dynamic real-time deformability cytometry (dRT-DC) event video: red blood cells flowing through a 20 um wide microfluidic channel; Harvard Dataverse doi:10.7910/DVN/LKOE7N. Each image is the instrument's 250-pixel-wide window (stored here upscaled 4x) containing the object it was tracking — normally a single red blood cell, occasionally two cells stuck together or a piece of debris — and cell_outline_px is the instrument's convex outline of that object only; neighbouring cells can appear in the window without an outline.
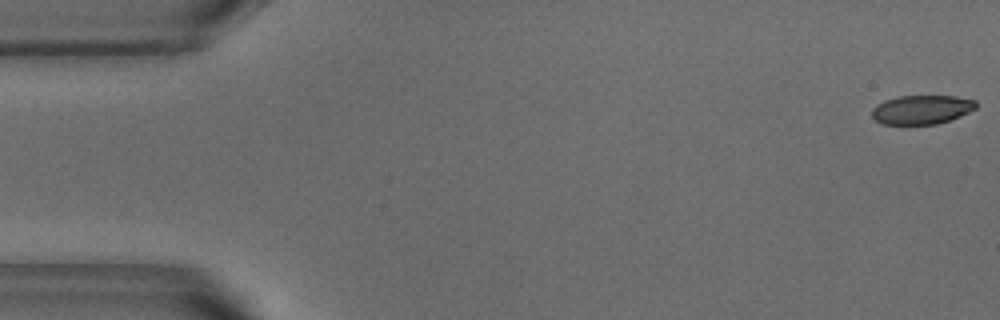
{"species": "common noctule bat (a hibernating species)", "species_latin": "Nyctalus noctula", "temperature_condition": "warm", "stored_images_in_passage": 9, "camera_frame_rate_fps": 3000, "um_per_image_px": 0.085, "animal": {"sex": "male", "body_mass_g": 18.8}, "frame": {"image": 1, "passage_image": 1, "time_ms": 0.0, "image_size_px": [1000, 320], "cell_outline_px": [[976, 108], [960, 116], [936, 124], [884, 124], [876, 120], [872, 116], [872, 108], [876, 104], [884, 100], [900, 96], [956, 96], [976, 100]], "centroid_in_image_um": [78.33, 9.31], "position_along_channel_um": 6.7, "area_um2": 17.51}}